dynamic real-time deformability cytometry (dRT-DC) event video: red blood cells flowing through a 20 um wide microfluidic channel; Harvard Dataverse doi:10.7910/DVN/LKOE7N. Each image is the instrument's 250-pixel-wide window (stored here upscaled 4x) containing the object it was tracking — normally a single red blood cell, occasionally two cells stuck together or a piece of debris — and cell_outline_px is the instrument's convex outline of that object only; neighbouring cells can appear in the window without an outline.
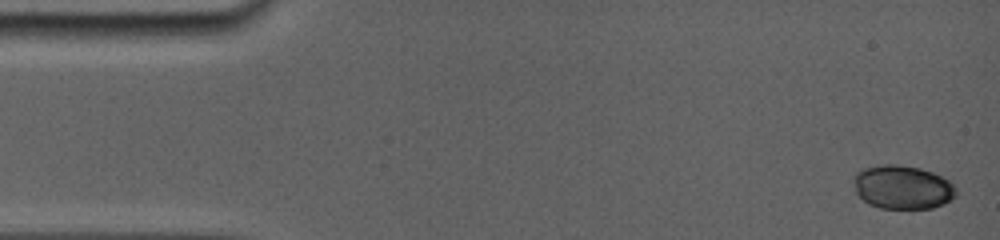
{"species": "common noctule bat (a hibernating species)", "species_latin": "Nyctalus noctula", "temperature_condition": "room temperature", "stored_images_in_passage": 2, "camera_frame_rate_fps": 5000, "um_per_image_px": 0.085, "animal": {"sex": "female", "body_mass_g": 19.0, "forearm_length_mm": 56.7}, "frame": {"image": 1, "passage_image": 1, "time_ms": 0.0, "image_size_px": [1000, 240], "cell_outline_px": [[956, 196], [952, 200], [944, 204], [932, 208], [880, 208], [868, 204], [856, 192], [852, 180], [856, 172], [864, 168], [884, 164], [896, 164], [920, 168], [932, 172], [948, 180], [956, 188]], "centroid_in_image_um": [76.71, 15.91], "position_along_channel_um": 8.3, "area_um2": 26.18}}